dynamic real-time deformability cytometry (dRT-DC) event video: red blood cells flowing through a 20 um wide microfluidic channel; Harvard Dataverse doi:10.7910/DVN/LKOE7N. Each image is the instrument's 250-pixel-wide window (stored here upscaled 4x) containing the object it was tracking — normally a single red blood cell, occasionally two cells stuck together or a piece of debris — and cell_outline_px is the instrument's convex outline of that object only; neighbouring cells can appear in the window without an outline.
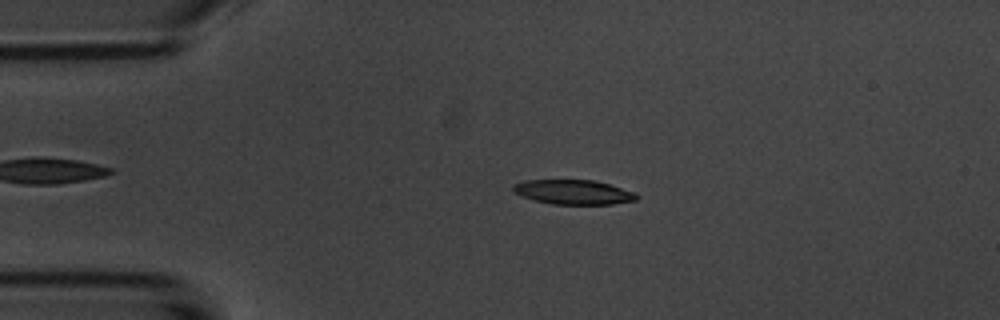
{"species": "common noctule bat (a hibernating species)", "species_latin": "Nyctalus noctula", "temperature_condition": "room temperature", "stored_images_in_passage": 50, "camera_frame_rate_fps": 3000, "um_per_image_px": 0.085, "animal": {"sex": "male", "body_mass_g": 20.1, "forearm_length_mm": 53.5}, "frame": {"image": 1, "passage_image": 7, "time_ms": 2.0, "image_size_px": [1000, 320], "cell_outline_px": [[640, 196], [636, 200], [612, 204], [552, 204], [536, 200], [512, 192], [512, 184], [524, 180], [596, 180], [636, 192]], "centroid_in_image_um": [48.76, 16.32], "position_along_channel_um": 36.2, "area_um2": 17.74}}
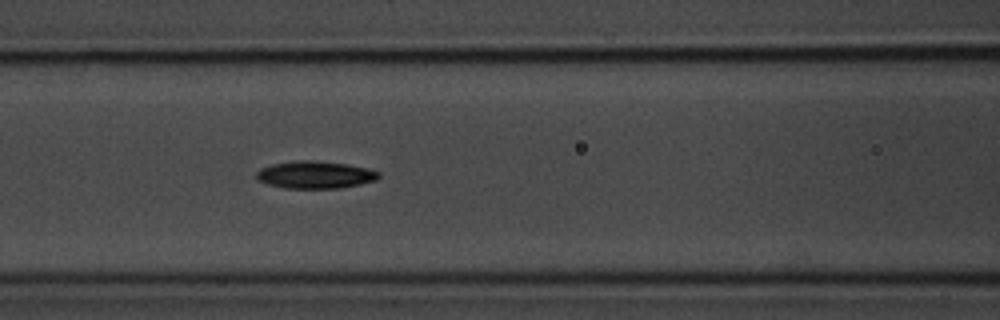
{"frame": {"image": 2, "passage_image": 18, "time_ms": 5.667, "image_size_px": [1000, 320], "cell_outline_px": [[380, 176], [376, 180], [360, 184], [340, 188], [284, 188], [268, 184], [256, 180], [256, 172], [260, 168], [272, 164], [296, 160], [312, 160], [348, 164], [368, 168], [380, 172]], "centroid_in_image_um": [26.77, 14.85], "position_along_channel_um": 139.8, "area_um2": 19.65}}
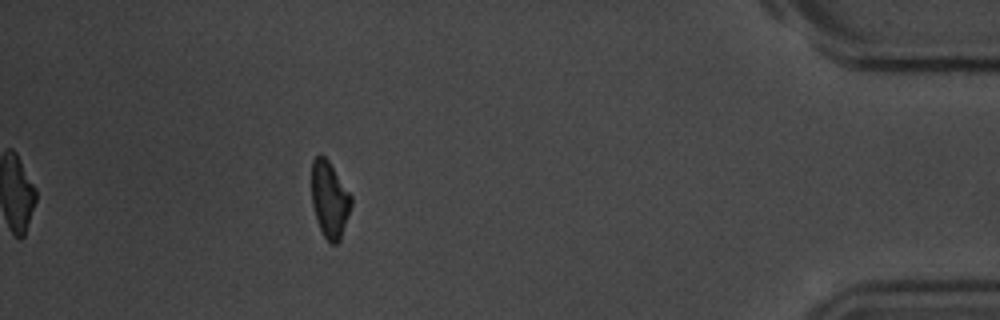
{"frame": {"image": 3, "passage_image": 44, "time_ms": 14.333, "image_size_px": [1000, 320], "cell_outline_px": [[352, 204], [340, 240], [336, 244], [332, 244], [324, 236], [316, 220], [312, 204], [312, 160], [316, 156], [324, 156], [328, 160], [352, 196]], "centroid_in_image_um": [28.02, 16.97], "position_along_channel_um": 407.2, "area_um2": 17.46}, "authors_computed_cell_mechanics": {"area_um2": 18.6405, "velocity_mm_per_s": 3.6958, "shape_relaxation_time_tau1_ms": 2.9867, "shape_relaxation_time_tau2_ms": null, "deformation_change_tau1": 0.133, "deformation_change_tau2": null}}